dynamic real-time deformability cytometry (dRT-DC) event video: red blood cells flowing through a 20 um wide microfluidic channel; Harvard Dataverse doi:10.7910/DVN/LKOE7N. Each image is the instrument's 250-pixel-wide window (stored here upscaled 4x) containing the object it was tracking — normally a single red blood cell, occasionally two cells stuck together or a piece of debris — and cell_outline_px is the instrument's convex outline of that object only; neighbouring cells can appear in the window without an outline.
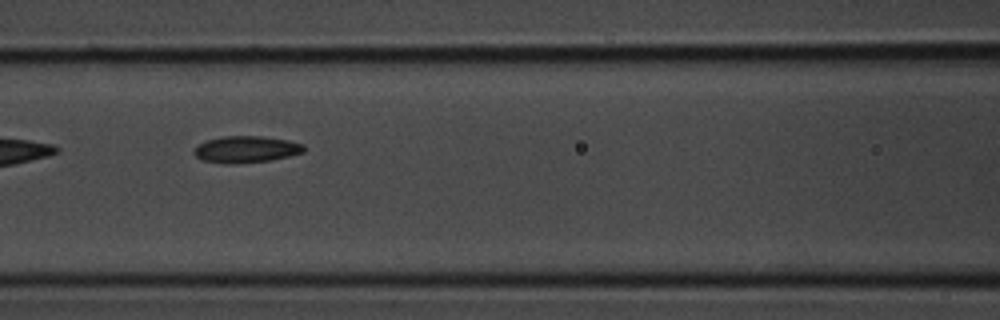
{"species": "common noctule bat (a hibernating species)", "species_latin": "Nyctalus noctula", "temperature_condition": "room temperature", "stored_images_in_passage": 6, "camera_frame_rate_fps": 3000, "um_per_image_px": 0.085, "animal": {"sex": "male", "body_mass_g": 20.1, "forearm_length_mm": 53.5}, "frame": {"image": 1, "passage_image": 5, "time_ms": 1.333, "image_size_px": [1000, 320], "cell_outline_px": [[304, 152], [272, 160], [236, 164], [228, 164], [200, 160], [192, 152], [200, 144], [208, 140], [220, 136], [260, 136], [288, 140], [304, 144]], "centroid_in_image_um": [20.91, 12.7], "position_along_channel_um": 145.7, "area_um2": 17.11}}